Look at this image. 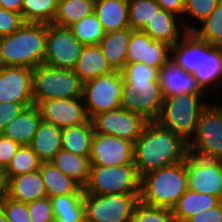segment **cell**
Here are the masks:
<instances>
[{
  "label": "cell",
  "instance_id": "obj_52",
  "mask_svg": "<svg viewBox=\"0 0 222 222\" xmlns=\"http://www.w3.org/2000/svg\"><path fill=\"white\" fill-rule=\"evenodd\" d=\"M0 222H8L4 211L0 207Z\"/></svg>",
  "mask_w": 222,
  "mask_h": 222
},
{
  "label": "cell",
  "instance_id": "obj_30",
  "mask_svg": "<svg viewBox=\"0 0 222 222\" xmlns=\"http://www.w3.org/2000/svg\"><path fill=\"white\" fill-rule=\"evenodd\" d=\"M39 170L49 198L79 193L83 189L79 183L62 173L52 162H41Z\"/></svg>",
  "mask_w": 222,
  "mask_h": 222
},
{
  "label": "cell",
  "instance_id": "obj_6",
  "mask_svg": "<svg viewBox=\"0 0 222 222\" xmlns=\"http://www.w3.org/2000/svg\"><path fill=\"white\" fill-rule=\"evenodd\" d=\"M139 176L134 164L118 166L91 165L89 178L83 186L84 193L134 194L140 196Z\"/></svg>",
  "mask_w": 222,
  "mask_h": 222
},
{
  "label": "cell",
  "instance_id": "obj_3",
  "mask_svg": "<svg viewBox=\"0 0 222 222\" xmlns=\"http://www.w3.org/2000/svg\"><path fill=\"white\" fill-rule=\"evenodd\" d=\"M187 190L184 160L142 175L139 199L147 205L171 210Z\"/></svg>",
  "mask_w": 222,
  "mask_h": 222
},
{
  "label": "cell",
  "instance_id": "obj_40",
  "mask_svg": "<svg viewBox=\"0 0 222 222\" xmlns=\"http://www.w3.org/2000/svg\"><path fill=\"white\" fill-rule=\"evenodd\" d=\"M8 222H31L27 203L12 200L5 197L0 202Z\"/></svg>",
  "mask_w": 222,
  "mask_h": 222
},
{
  "label": "cell",
  "instance_id": "obj_42",
  "mask_svg": "<svg viewBox=\"0 0 222 222\" xmlns=\"http://www.w3.org/2000/svg\"><path fill=\"white\" fill-rule=\"evenodd\" d=\"M220 0H185L184 13L202 22L217 7Z\"/></svg>",
  "mask_w": 222,
  "mask_h": 222
},
{
  "label": "cell",
  "instance_id": "obj_1",
  "mask_svg": "<svg viewBox=\"0 0 222 222\" xmlns=\"http://www.w3.org/2000/svg\"><path fill=\"white\" fill-rule=\"evenodd\" d=\"M187 155L188 142L157 121H149L134 142L133 163L141 177L150 171L182 162Z\"/></svg>",
  "mask_w": 222,
  "mask_h": 222
},
{
  "label": "cell",
  "instance_id": "obj_35",
  "mask_svg": "<svg viewBox=\"0 0 222 222\" xmlns=\"http://www.w3.org/2000/svg\"><path fill=\"white\" fill-rule=\"evenodd\" d=\"M74 36L84 45H98L106 34L95 12L70 27Z\"/></svg>",
  "mask_w": 222,
  "mask_h": 222
},
{
  "label": "cell",
  "instance_id": "obj_8",
  "mask_svg": "<svg viewBox=\"0 0 222 222\" xmlns=\"http://www.w3.org/2000/svg\"><path fill=\"white\" fill-rule=\"evenodd\" d=\"M134 194H83L85 222H130L140 201Z\"/></svg>",
  "mask_w": 222,
  "mask_h": 222
},
{
  "label": "cell",
  "instance_id": "obj_47",
  "mask_svg": "<svg viewBox=\"0 0 222 222\" xmlns=\"http://www.w3.org/2000/svg\"><path fill=\"white\" fill-rule=\"evenodd\" d=\"M186 222H222V202L201 214L193 215Z\"/></svg>",
  "mask_w": 222,
  "mask_h": 222
},
{
  "label": "cell",
  "instance_id": "obj_2",
  "mask_svg": "<svg viewBox=\"0 0 222 222\" xmlns=\"http://www.w3.org/2000/svg\"><path fill=\"white\" fill-rule=\"evenodd\" d=\"M47 23H25L13 34L0 37V66L35 68L46 52Z\"/></svg>",
  "mask_w": 222,
  "mask_h": 222
},
{
  "label": "cell",
  "instance_id": "obj_36",
  "mask_svg": "<svg viewBox=\"0 0 222 222\" xmlns=\"http://www.w3.org/2000/svg\"><path fill=\"white\" fill-rule=\"evenodd\" d=\"M41 161L29 145H21L6 167L8 179L40 168Z\"/></svg>",
  "mask_w": 222,
  "mask_h": 222
},
{
  "label": "cell",
  "instance_id": "obj_17",
  "mask_svg": "<svg viewBox=\"0 0 222 222\" xmlns=\"http://www.w3.org/2000/svg\"><path fill=\"white\" fill-rule=\"evenodd\" d=\"M170 49L167 43L153 40L141 30H134L128 44L126 64L142 62L159 70L170 58Z\"/></svg>",
  "mask_w": 222,
  "mask_h": 222
},
{
  "label": "cell",
  "instance_id": "obj_45",
  "mask_svg": "<svg viewBox=\"0 0 222 222\" xmlns=\"http://www.w3.org/2000/svg\"><path fill=\"white\" fill-rule=\"evenodd\" d=\"M25 107L14 102L0 103V134L7 124L17 117Z\"/></svg>",
  "mask_w": 222,
  "mask_h": 222
},
{
  "label": "cell",
  "instance_id": "obj_19",
  "mask_svg": "<svg viewBox=\"0 0 222 222\" xmlns=\"http://www.w3.org/2000/svg\"><path fill=\"white\" fill-rule=\"evenodd\" d=\"M7 197L23 203L47 197L40 170L9 178Z\"/></svg>",
  "mask_w": 222,
  "mask_h": 222
},
{
  "label": "cell",
  "instance_id": "obj_5",
  "mask_svg": "<svg viewBox=\"0 0 222 222\" xmlns=\"http://www.w3.org/2000/svg\"><path fill=\"white\" fill-rule=\"evenodd\" d=\"M32 86L34 105L49 99L82 97L83 82L74 70L44 63L33 68Z\"/></svg>",
  "mask_w": 222,
  "mask_h": 222
},
{
  "label": "cell",
  "instance_id": "obj_34",
  "mask_svg": "<svg viewBox=\"0 0 222 222\" xmlns=\"http://www.w3.org/2000/svg\"><path fill=\"white\" fill-rule=\"evenodd\" d=\"M59 0H23L21 14L26 23H53Z\"/></svg>",
  "mask_w": 222,
  "mask_h": 222
},
{
  "label": "cell",
  "instance_id": "obj_12",
  "mask_svg": "<svg viewBox=\"0 0 222 222\" xmlns=\"http://www.w3.org/2000/svg\"><path fill=\"white\" fill-rule=\"evenodd\" d=\"M95 133L113 135L134 143L149 122L124 108L98 113L91 118Z\"/></svg>",
  "mask_w": 222,
  "mask_h": 222
},
{
  "label": "cell",
  "instance_id": "obj_31",
  "mask_svg": "<svg viewBox=\"0 0 222 222\" xmlns=\"http://www.w3.org/2000/svg\"><path fill=\"white\" fill-rule=\"evenodd\" d=\"M90 156H79L67 150H59L51 161L62 173L71 177L82 187L87 183L90 172Z\"/></svg>",
  "mask_w": 222,
  "mask_h": 222
},
{
  "label": "cell",
  "instance_id": "obj_16",
  "mask_svg": "<svg viewBox=\"0 0 222 222\" xmlns=\"http://www.w3.org/2000/svg\"><path fill=\"white\" fill-rule=\"evenodd\" d=\"M37 106L42 120L61 128L89 120L82 97L49 99L41 101Z\"/></svg>",
  "mask_w": 222,
  "mask_h": 222
},
{
  "label": "cell",
  "instance_id": "obj_15",
  "mask_svg": "<svg viewBox=\"0 0 222 222\" xmlns=\"http://www.w3.org/2000/svg\"><path fill=\"white\" fill-rule=\"evenodd\" d=\"M134 143L116 137L95 133L90 154L91 165L118 166L133 163Z\"/></svg>",
  "mask_w": 222,
  "mask_h": 222
},
{
  "label": "cell",
  "instance_id": "obj_13",
  "mask_svg": "<svg viewBox=\"0 0 222 222\" xmlns=\"http://www.w3.org/2000/svg\"><path fill=\"white\" fill-rule=\"evenodd\" d=\"M188 190L222 200V161L188 153L185 158Z\"/></svg>",
  "mask_w": 222,
  "mask_h": 222
},
{
  "label": "cell",
  "instance_id": "obj_28",
  "mask_svg": "<svg viewBox=\"0 0 222 222\" xmlns=\"http://www.w3.org/2000/svg\"><path fill=\"white\" fill-rule=\"evenodd\" d=\"M176 20L173 13L160 8L141 31L147 33L153 40L173 46L179 42L181 34Z\"/></svg>",
  "mask_w": 222,
  "mask_h": 222
},
{
  "label": "cell",
  "instance_id": "obj_37",
  "mask_svg": "<svg viewBox=\"0 0 222 222\" xmlns=\"http://www.w3.org/2000/svg\"><path fill=\"white\" fill-rule=\"evenodd\" d=\"M128 2L129 24L132 30H142L160 9L156 0H128Z\"/></svg>",
  "mask_w": 222,
  "mask_h": 222
},
{
  "label": "cell",
  "instance_id": "obj_50",
  "mask_svg": "<svg viewBox=\"0 0 222 222\" xmlns=\"http://www.w3.org/2000/svg\"><path fill=\"white\" fill-rule=\"evenodd\" d=\"M8 183H9V179L6 173V169L0 166V202L8 194Z\"/></svg>",
  "mask_w": 222,
  "mask_h": 222
},
{
  "label": "cell",
  "instance_id": "obj_24",
  "mask_svg": "<svg viewBox=\"0 0 222 222\" xmlns=\"http://www.w3.org/2000/svg\"><path fill=\"white\" fill-rule=\"evenodd\" d=\"M74 71L81 81L85 83L98 76L109 74L114 70L108 64L102 48L98 44L83 47Z\"/></svg>",
  "mask_w": 222,
  "mask_h": 222
},
{
  "label": "cell",
  "instance_id": "obj_25",
  "mask_svg": "<svg viewBox=\"0 0 222 222\" xmlns=\"http://www.w3.org/2000/svg\"><path fill=\"white\" fill-rule=\"evenodd\" d=\"M221 202L219 197L187 190L171 211L175 222H186L193 215L212 209Z\"/></svg>",
  "mask_w": 222,
  "mask_h": 222
},
{
  "label": "cell",
  "instance_id": "obj_44",
  "mask_svg": "<svg viewBox=\"0 0 222 222\" xmlns=\"http://www.w3.org/2000/svg\"><path fill=\"white\" fill-rule=\"evenodd\" d=\"M84 190L79 193H69L66 195L51 197L54 216L56 217L61 212L71 211L83 201Z\"/></svg>",
  "mask_w": 222,
  "mask_h": 222
},
{
  "label": "cell",
  "instance_id": "obj_49",
  "mask_svg": "<svg viewBox=\"0 0 222 222\" xmlns=\"http://www.w3.org/2000/svg\"><path fill=\"white\" fill-rule=\"evenodd\" d=\"M161 9L171 12L175 15L184 13L185 0H156Z\"/></svg>",
  "mask_w": 222,
  "mask_h": 222
},
{
  "label": "cell",
  "instance_id": "obj_51",
  "mask_svg": "<svg viewBox=\"0 0 222 222\" xmlns=\"http://www.w3.org/2000/svg\"><path fill=\"white\" fill-rule=\"evenodd\" d=\"M23 0H0V7L13 12L21 13Z\"/></svg>",
  "mask_w": 222,
  "mask_h": 222
},
{
  "label": "cell",
  "instance_id": "obj_21",
  "mask_svg": "<svg viewBox=\"0 0 222 222\" xmlns=\"http://www.w3.org/2000/svg\"><path fill=\"white\" fill-rule=\"evenodd\" d=\"M41 119L37 105L24 108L17 117L7 124L2 135L10 138L19 145H29Z\"/></svg>",
  "mask_w": 222,
  "mask_h": 222
},
{
  "label": "cell",
  "instance_id": "obj_10",
  "mask_svg": "<svg viewBox=\"0 0 222 222\" xmlns=\"http://www.w3.org/2000/svg\"><path fill=\"white\" fill-rule=\"evenodd\" d=\"M163 91L158 80L124 81L121 108L144 116L148 121H156L162 110Z\"/></svg>",
  "mask_w": 222,
  "mask_h": 222
},
{
  "label": "cell",
  "instance_id": "obj_39",
  "mask_svg": "<svg viewBox=\"0 0 222 222\" xmlns=\"http://www.w3.org/2000/svg\"><path fill=\"white\" fill-rule=\"evenodd\" d=\"M158 69L139 62L125 64L121 70L124 81H154L158 80Z\"/></svg>",
  "mask_w": 222,
  "mask_h": 222
},
{
  "label": "cell",
  "instance_id": "obj_38",
  "mask_svg": "<svg viewBox=\"0 0 222 222\" xmlns=\"http://www.w3.org/2000/svg\"><path fill=\"white\" fill-rule=\"evenodd\" d=\"M130 222H175V220L170 209L150 206L139 201Z\"/></svg>",
  "mask_w": 222,
  "mask_h": 222
},
{
  "label": "cell",
  "instance_id": "obj_27",
  "mask_svg": "<svg viewBox=\"0 0 222 222\" xmlns=\"http://www.w3.org/2000/svg\"><path fill=\"white\" fill-rule=\"evenodd\" d=\"M134 30L125 28L104 35L100 47L113 70L121 71L126 64L128 44Z\"/></svg>",
  "mask_w": 222,
  "mask_h": 222
},
{
  "label": "cell",
  "instance_id": "obj_18",
  "mask_svg": "<svg viewBox=\"0 0 222 222\" xmlns=\"http://www.w3.org/2000/svg\"><path fill=\"white\" fill-rule=\"evenodd\" d=\"M158 81L164 97L206 93L194 75L177 66L171 57L159 69Z\"/></svg>",
  "mask_w": 222,
  "mask_h": 222
},
{
  "label": "cell",
  "instance_id": "obj_46",
  "mask_svg": "<svg viewBox=\"0 0 222 222\" xmlns=\"http://www.w3.org/2000/svg\"><path fill=\"white\" fill-rule=\"evenodd\" d=\"M21 145L0 134V166L6 167Z\"/></svg>",
  "mask_w": 222,
  "mask_h": 222
},
{
  "label": "cell",
  "instance_id": "obj_43",
  "mask_svg": "<svg viewBox=\"0 0 222 222\" xmlns=\"http://www.w3.org/2000/svg\"><path fill=\"white\" fill-rule=\"evenodd\" d=\"M25 23L21 13L0 7V37L13 34Z\"/></svg>",
  "mask_w": 222,
  "mask_h": 222
},
{
  "label": "cell",
  "instance_id": "obj_20",
  "mask_svg": "<svg viewBox=\"0 0 222 222\" xmlns=\"http://www.w3.org/2000/svg\"><path fill=\"white\" fill-rule=\"evenodd\" d=\"M193 75L204 91L207 86L218 84L222 78V46L201 40L200 68Z\"/></svg>",
  "mask_w": 222,
  "mask_h": 222
},
{
  "label": "cell",
  "instance_id": "obj_23",
  "mask_svg": "<svg viewBox=\"0 0 222 222\" xmlns=\"http://www.w3.org/2000/svg\"><path fill=\"white\" fill-rule=\"evenodd\" d=\"M94 12L106 33L130 28L128 0H95Z\"/></svg>",
  "mask_w": 222,
  "mask_h": 222
},
{
  "label": "cell",
  "instance_id": "obj_9",
  "mask_svg": "<svg viewBox=\"0 0 222 222\" xmlns=\"http://www.w3.org/2000/svg\"><path fill=\"white\" fill-rule=\"evenodd\" d=\"M188 153L222 161V107L208 104L202 111L194 137L188 142Z\"/></svg>",
  "mask_w": 222,
  "mask_h": 222
},
{
  "label": "cell",
  "instance_id": "obj_4",
  "mask_svg": "<svg viewBox=\"0 0 222 222\" xmlns=\"http://www.w3.org/2000/svg\"><path fill=\"white\" fill-rule=\"evenodd\" d=\"M201 95L184 94L164 97L162 110L156 121L189 142L195 134L202 111L208 106L200 101Z\"/></svg>",
  "mask_w": 222,
  "mask_h": 222
},
{
  "label": "cell",
  "instance_id": "obj_32",
  "mask_svg": "<svg viewBox=\"0 0 222 222\" xmlns=\"http://www.w3.org/2000/svg\"><path fill=\"white\" fill-rule=\"evenodd\" d=\"M95 0H59L53 23L62 27H71L85 16L94 12Z\"/></svg>",
  "mask_w": 222,
  "mask_h": 222
},
{
  "label": "cell",
  "instance_id": "obj_11",
  "mask_svg": "<svg viewBox=\"0 0 222 222\" xmlns=\"http://www.w3.org/2000/svg\"><path fill=\"white\" fill-rule=\"evenodd\" d=\"M83 47L84 45L74 36L70 27L49 23L43 63L56 68L74 70Z\"/></svg>",
  "mask_w": 222,
  "mask_h": 222
},
{
  "label": "cell",
  "instance_id": "obj_48",
  "mask_svg": "<svg viewBox=\"0 0 222 222\" xmlns=\"http://www.w3.org/2000/svg\"><path fill=\"white\" fill-rule=\"evenodd\" d=\"M55 222H85V206L82 201L71 211L61 212L55 217Z\"/></svg>",
  "mask_w": 222,
  "mask_h": 222
},
{
  "label": "cell",
  "instance_id": "obj_22",
  "mask_svg": "<svg viewBox=\"0 0 222 222\" xmlns=\"http://www.w3.org/2000/svg\"><path fill=\"white\" fill-rule=\"evenodd\" d=\"M29 146L41 162H51L62 149V128L41 119Z\"/></svg>",
  "mask_w": 222,
  "mask_h": 222
},
{
  "label": "cell",
  "instance_id": "obj_14",
  "mask_svg": "<svg viewBox=\"0 0 222 222\" xmlns=\"http://www.w3.org/2000/svg\"><path fill=\"white\" fill-rule=\"evenodd\" d=\"M32 72L28 67L0 66V103L34 105Z\"/></svg>",
  "mask_w": 222,
  "mask_h": 222
},
{
  "label": "cell",
  "instance_id": "obj_33",
  "mask_svg": "<svg viewBox=\"0 0 222 222\" xmlns=\"http://www.w3.org/2000/svg\"><path fill=\"white\" fill-rule=\"evenodd\" d=\"M202 24L203 26L200 29H196L183 22L182 27L187 32H193L201 40L216 46H222V0L219 1L212 13L202 21Z\"/></svg>",
  "mask_w": 222,
  "mask_h": 222
},
{
  "label": "cell",
  "instance_id": "obj_26",
  "mask_svg": "<svg viewBox=\"0 0 222 222\" xmlns=\"http://www.w3.org/2000/svg\"><path fill=\"white\" fill-rule=\"evenodd\" d=\"M183 39L171 46L170 57L177 66L182 67L186 72L193 74L200 68L201 62V39L193 32L184 30Z\"/></svg>",
  "mask_w": 222,
  "mask_h": 222
},
{
  "label": "cell",
  "instance_id": "obj_41",
  "mask_svg": "<svg viewBox=\"0 0 222 222\" xmlns=\"http://www.w3.org/2000/svg\"><path fill=\"white\" fill-rule=\"evenodd\" d=\"M31 222H55L52 202L49 197L27 203Z\"/></svg>",
  "mask_w": 222,
  "mask_h": 222
},
{
  "label": "cell",
  "instance_id": "obj_29",
  "mask_svg": "<svg viewBox=\"0 0 222 222\" xmlns=\"http://www.w3.org/2000/svg\"><path fill=\"white\" fill-rule=\"evenodd\" d=\"M94 128L89 119L86 123L62 128V149L75 155L90 156Z\"/></svg>",
  "mask_w": 222,
  "mask_h": 222
},
{
  "label": "cell",
  "instance_id": "obj_7",
  "mask_svg": "<svg viewBox=\"0 0 222 222\" xmlns=\"http://www.w3.org/2000/svg\"><path fill=\"white\" fill-rule=\"evenodd\" d=\"M123 82L122 72L114 70L83 83L82 99L89 119L121 107Z\"/></svg>",
  "mask_w": 222,
  "mask_h": 222
}]
</instances>
